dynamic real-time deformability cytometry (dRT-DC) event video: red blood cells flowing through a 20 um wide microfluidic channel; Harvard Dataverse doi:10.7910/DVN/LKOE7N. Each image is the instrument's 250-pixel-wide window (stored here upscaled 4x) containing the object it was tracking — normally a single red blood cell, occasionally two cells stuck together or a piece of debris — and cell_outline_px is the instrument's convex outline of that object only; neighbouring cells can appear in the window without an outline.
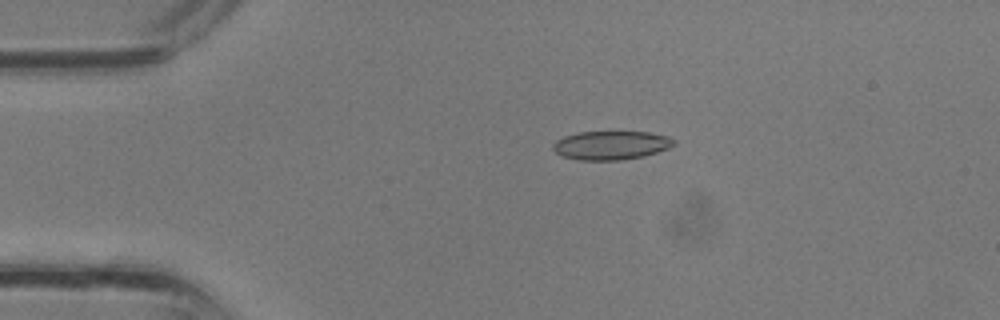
{"species": "common noctule bat (a hibernating species)", "species_latin": "Nyctalus noctula", "temperature_condition": "room temperature", "stored_images_in_passage": 34, "camera_frame_rate_fps": 3000, "um_per_image_px": 0.085, "animal": {"sex": "male", "body_mass_g": 13.3}, "frame": {"image": 1, "passage_image": 7, "time_ms": 2.0, "image_size_px": [1000, 320], "cell_outline_px": [[676, 144], [668, 148], [644, 156], [620, 160], [580, 160], [560, 156], [552, 148], [552, 144], [556, 140], [564, 136], [580, 132], [648, 132], [668, 136], [676, 140]], "centroid_in_image_um": [51.93, 12.35], "position_along_channel_um": 33.1, "area_um2": 20.29}}
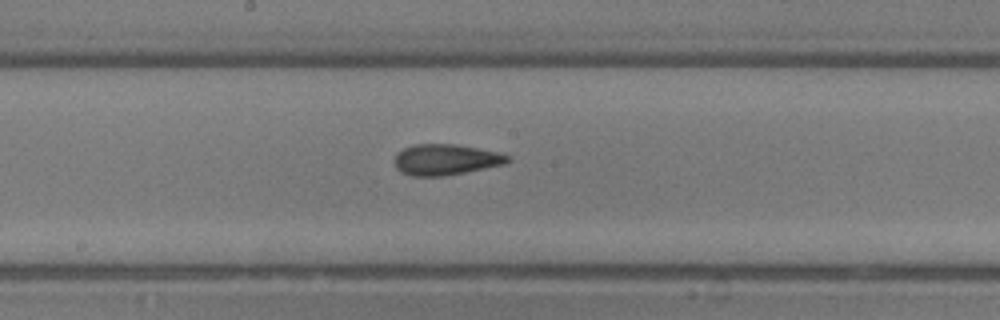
{"frame": {"image": 2, "passage_image": 18, "time_ms": 5.667, "image_size_px": [1000, 320], "cell_outline_px": [[512, 160], [504, 164], [444, 176], [412, 176], [400, 172], [396, 168], [396, 156], [404, 148], [416, 144], [456, 144], [500, 152], [512, 156]], "centroid_in_image_um": [37.94, 13.56], "position_along_channel_um": 210.3, "area_um2": 20.29}}
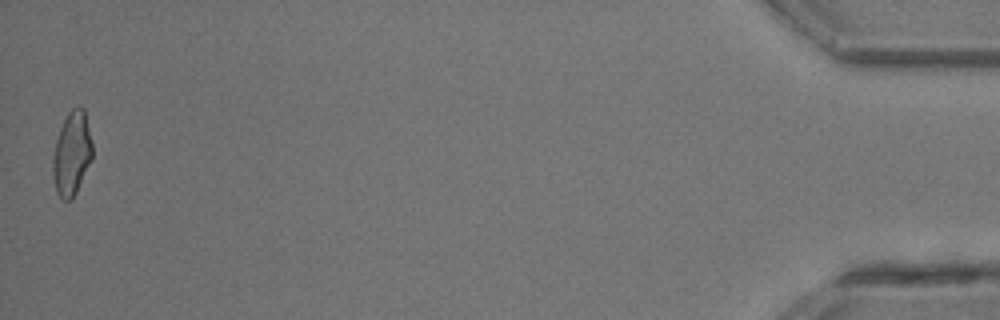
{"frame": {"image": 3, "passage_image": 34, "time_ms": 11.0, "image_size_px": [1000, 320], "cell_outline_px": [[92, 160], [72, 200], [64, 200], [56, 192], [52, 176], [52, 160], [56, 140], [60, 128], [68, 112], [76, 104], [80, 104], [84, 108], [92, 144]], "centroid_in_image_um": [6.1, 13.03], "position_along_channel_um": 429.1, "area_um2": 19.48}}